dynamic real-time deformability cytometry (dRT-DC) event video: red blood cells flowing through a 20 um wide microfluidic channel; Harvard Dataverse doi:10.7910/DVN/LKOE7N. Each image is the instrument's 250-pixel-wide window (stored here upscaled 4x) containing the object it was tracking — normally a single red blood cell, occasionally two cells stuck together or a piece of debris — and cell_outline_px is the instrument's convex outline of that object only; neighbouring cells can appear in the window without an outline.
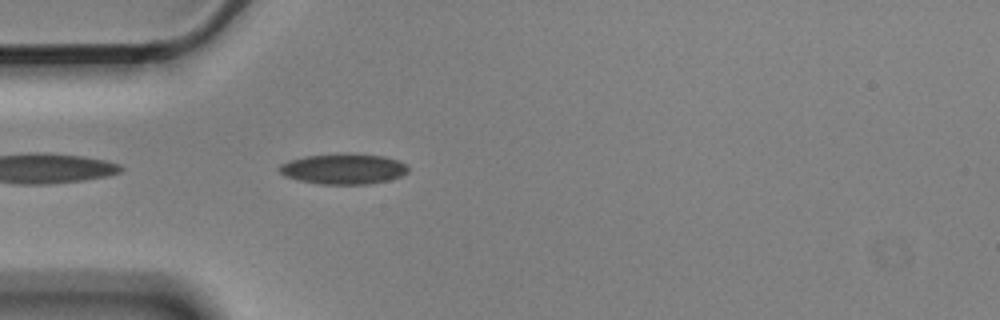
{"species": "Egyptian fruit bat (a non-hibernating species)", "species_latin": "Rousettus aegyptiacus", "temperature_condition": "cold", "stored_images_in_passage": 16, "camera_frame_rate_fps": 3000, "um_per_image_px": 0.085, "animal": {"sex": "male"}, "frame": {"image": 1, "passage_image": 2, "time_ms": 0.333, "image_size_px": [1000, 320], "cell_outline_px": [[408, 172], [400, 176], [388, 180], [368, 184], [320, 184], [300, 180], [284, 176], [276, 168], [280, 164], [288, 160], [304, 156], [336, 152], [348, 152], [384, 156], [400, 160], [408, 164]], "centroid_in_image_um": [29.19, 14.32], "position_along_channel_um": 55.8, "area_um2": 23.52}}
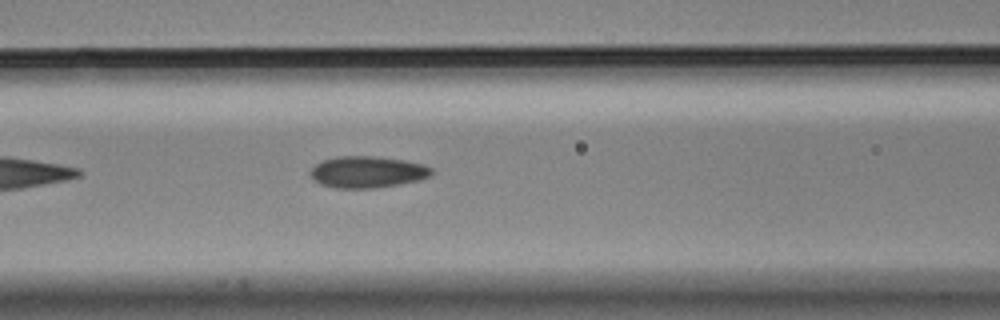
{"frame": {"image": 2, "passage_image": 9, "time_ms": 2.667, "image_size_px": [1000, 320], "cell_outline_px": [[432, 176], [420, 180], [400, 184], [376, 188], [336, 188], [320, 184], [312, 180], [308, 172], [316, 164], [324, 160], [336, 156], [376, 156], [404, 160], [424, 164], [432, 168]], "centroid_in_image_um": [31.23, 14.62], "position_along_channel_um": 135.4, "area_um2": 22.6}}
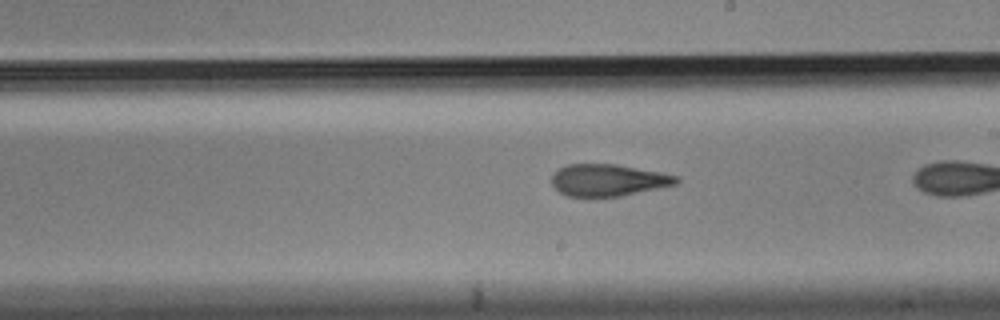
{"frame": {"image": 3, "passage_image": 15, "time_ms": 4.667, "image_size_px": [1000, 320], "cell_outline_px": [[680, 180], [676, 184], [620, 196], [568, 196], [560, 192], [552, 184], [552, 172], [568, 164], [616, 164], [660, 172], [680, 176]], "centroid_in_image_um": [51.69, 15.3], "position_along_channel_um": 237.3, "area_um2": 23.0}}